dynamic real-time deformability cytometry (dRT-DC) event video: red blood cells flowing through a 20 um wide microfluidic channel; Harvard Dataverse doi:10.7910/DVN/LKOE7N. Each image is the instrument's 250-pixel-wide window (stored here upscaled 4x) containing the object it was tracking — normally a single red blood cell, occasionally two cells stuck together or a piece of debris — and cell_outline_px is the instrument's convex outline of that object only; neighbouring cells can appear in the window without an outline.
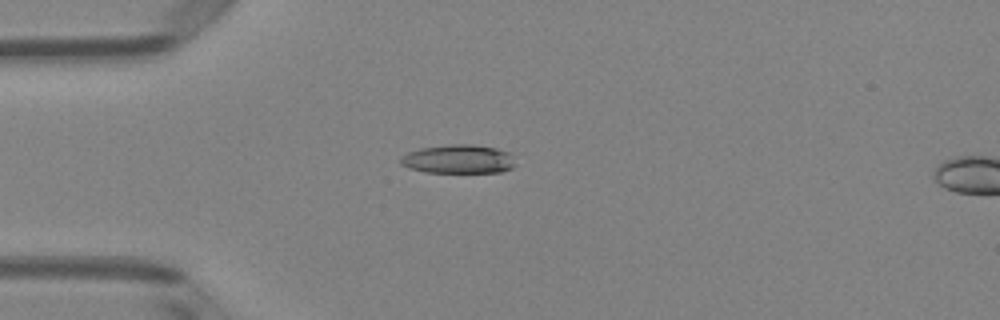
{"species": "Egyptian fruit bat (a non-hibernating species)", "species_latin": "Rousettus aegyptiacus", "temperature_condition": "room temperature", "stored_images_in_passage": 5, "camera_frame_rate_fps": 3000, "um_per_image_px": 0.085, "animal": {"sex": "female"}, "frame": {"image": 1, "passage_image": 4, "time_ms": 1.0, "image_size_px": [1000, 320], "cell_outline_px": [[516, 164], [512, 168], [500, 172], [424, 172], [408, 168], [400, 164], [400, 156], [408, 152], [420, 148], [452, 144], [472, 144], [496, 148], [512, 152]], "centroid_in_image_um": [38.98, 13.52], "position_along_channel_um": 46.0, "area_um2": 19.54}}